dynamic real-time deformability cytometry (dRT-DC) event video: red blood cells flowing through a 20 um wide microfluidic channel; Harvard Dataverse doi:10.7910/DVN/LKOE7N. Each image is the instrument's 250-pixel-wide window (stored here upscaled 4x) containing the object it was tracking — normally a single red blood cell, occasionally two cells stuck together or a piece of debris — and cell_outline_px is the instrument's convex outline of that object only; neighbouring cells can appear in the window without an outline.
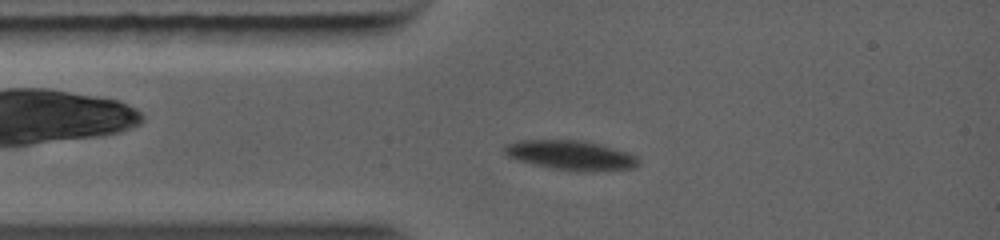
{"species": "common noctule bat (a hibernating species)", "species_latin": "Nyctalus noctula", "temperature_condition": "warm", "stored_images_in_passage": 14, "camera_frame_rate_fps": 5000, "um_per_image_px": 0.085, "animal": {"sex": "female", "body_mass_g": 19.0, "forearm_length_mm": 56.7}, "frame": {"image": 1, "passage_image": 10, "time_ms": 2.2, "image_size_px": [1000, 240], "cell_outline_px": [[632, 164], [612, 168], [564, 168], [540, 164], [516, 156], [508, 152], [508, 148], [516, 144], [528, 140], [568, 140], [588, 144], [620, 152], [628, 156], [632, 160]], "centroid_in_image_um": [48.37, 13.13], "position_along_channel_um": 36.6, "area_um2": 18.26}}
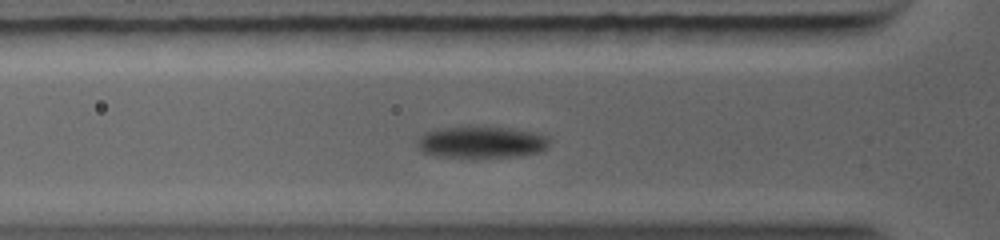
{"frame": {"image": 2, "passage_image": 13, "time_ms": 3.4, "image_size_px": [1000, 240], "cell_outline_px": [[544, 144], [540, 148], [528, 152], [488, 156], [460, 156], [432, 152], [424, 148], [424, 140], [428, 136], [436, 132], [452, 128], [500, 128], [536, 136], [544, 140]], "centroid_in_image_um": [40.91, 12.08], "position_along_channel_um": 84.9, "area_um2": 19.65}}